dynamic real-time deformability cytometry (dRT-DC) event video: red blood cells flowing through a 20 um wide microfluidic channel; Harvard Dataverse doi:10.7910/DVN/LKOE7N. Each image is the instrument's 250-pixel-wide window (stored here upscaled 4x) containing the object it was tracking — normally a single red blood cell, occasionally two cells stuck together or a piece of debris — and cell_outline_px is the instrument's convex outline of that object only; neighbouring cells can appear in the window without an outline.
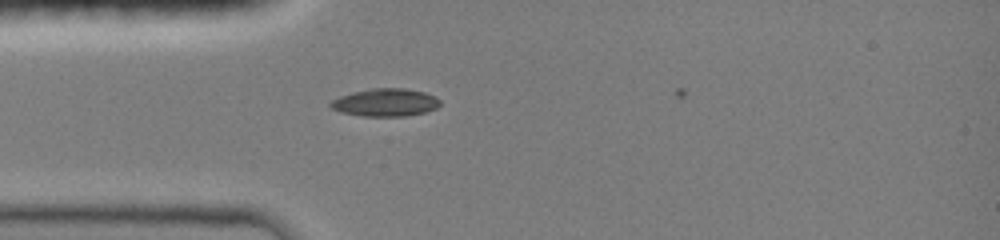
{"species": "common noctule bat (a hibernating species)", "species_latin": "Nyctalus noctula", "temperature_condition": "room temperature", "stored_images_in_passage": 2, "camera_frame_rate_fps": 3000, "um_per_image_px": 0.085, "animal": {"sex": "female", "body_mass_g": 19.0, "forearm_length_mm": 51.5}, "frame": {"image": 1, "passage_image": 1, "time_ms": 0.0, "image_size_px": [1000, 240], "cell_outline_px": [[440, 104], [436, 108], [424, 112], [404, 116], [364, 116], [340, 112], [332, 108], [328, 104], [332, 100], [340, 96], [352, 92], [372, 88], [404, 88], [424, 92], [436, 96], [440, 100]], "centroid_in_image_um": [32.75, 8.7], "position_along_channel_um": 52.2, "area_um2": 17.69}}